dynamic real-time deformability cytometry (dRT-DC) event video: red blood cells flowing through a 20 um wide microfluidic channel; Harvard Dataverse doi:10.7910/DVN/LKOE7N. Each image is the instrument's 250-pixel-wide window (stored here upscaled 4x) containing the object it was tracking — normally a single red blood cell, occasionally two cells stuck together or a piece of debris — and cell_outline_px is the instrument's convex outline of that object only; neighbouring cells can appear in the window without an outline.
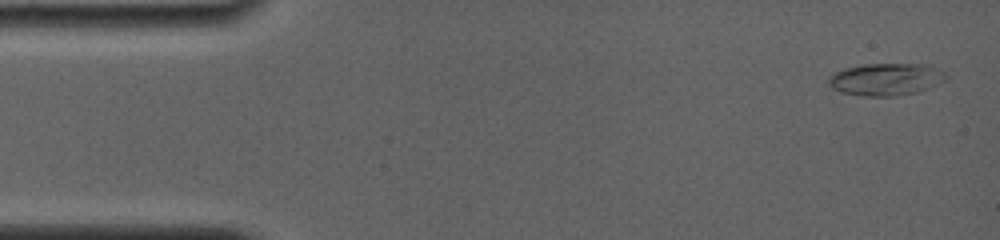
{"species": "common noctule bat (a hibernating species)", "species_latin": "Nyctalus noctula", "temperature_condition": "room temperature", "stored_images_in_passage": 33, "camera_frame_rate_fps": 4000, "um_per_image_px": 0.085, "animal": {"sex": "female", "body_mass_g": 19.0, "forearm_length_mm": 56.7}, "frame": {"image": 1, "passage_image": 1, "time_ms": 0.0, "image_size_px": [1000, 240], "cell_outline_px": [[948, 76], [944, 80], [928, 88], [916, 92], [892, 96], [864, 96], [840, 92], [832, 88], [828, 84], [828, 80], [836, 72], [844, 68], [864, 64], [924, 64], [944, 72]], "centroid_in_image_um": [75.27, 6.74], "position_along_channel_um": 9.7, "area_um2": 21.79}}
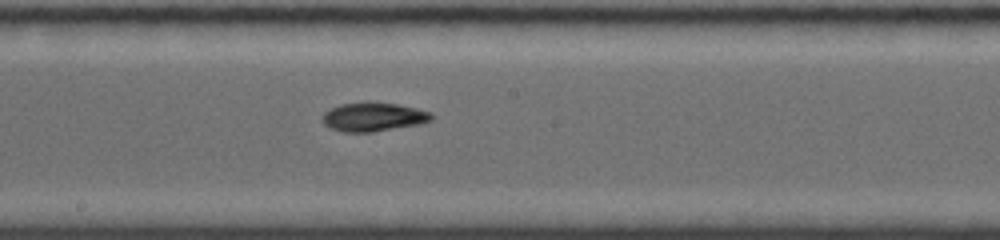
{"frame": {"image": 2, "passage_image": 19, "time_ms": 8.25, "image_size_px": [1000, 240], "cell_outline_px": [[436, 116], [432, 120], [420, 124], [372, 132], [344, 132], [328, 128], [320, 120], [320, 116], [324, 112], [340, 104], [364, 100], [368, 100], [396, 104], [416, 108], [432, 112]], "centroid_in_image_um": [31.71, 9.92], "position_along_channel_um": 216.5, "area_um2": 18.96}}
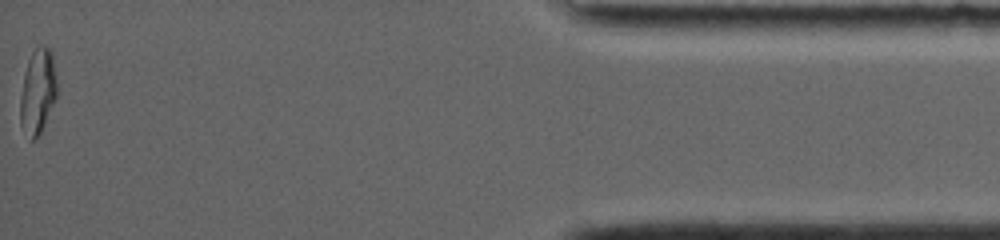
{"frame": {"image": 3, "passage_image": 33, "time_ms": 15.75, "image_size_px": [1000, 240], "cell_outline_px": [[56, 96], [40, 132], [32, 140], [28, 140], [20, 124], [20, 96], [24, 72], [28, 60], [36, 44], [44, 44], [52, 52], [56, 76]], "centroid_in_image_um": [3.18, 7.71], "position_along_channel_um": 432.0, "area_um2": 18.21}, "authors_computed_cell_mechanics": {"area_um2": 18.207, "velocity_mm_per_s": 3.8493, "shape_relaxation_time_tau1_ms": null, "shape_relaxation_time_tau2_ms": 3.1451, "deformation_change_tau1": null, "deformation_change_tau2": 0.0485}}